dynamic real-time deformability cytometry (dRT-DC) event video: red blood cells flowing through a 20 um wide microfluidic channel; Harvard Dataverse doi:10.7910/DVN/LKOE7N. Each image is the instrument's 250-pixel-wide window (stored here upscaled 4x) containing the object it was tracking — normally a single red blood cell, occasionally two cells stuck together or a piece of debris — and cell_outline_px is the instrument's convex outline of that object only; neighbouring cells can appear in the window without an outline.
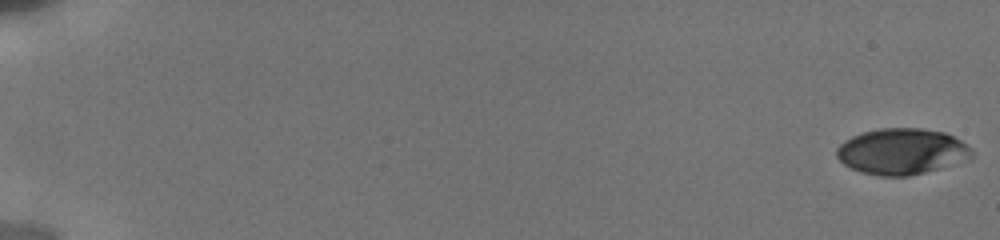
{"species": "human", "species_latin": "Homo sapiens", "temperature_condition": "cold", "stored_images_in_passage": 61, "camera_frame_rate_fps": 3000, "um_per_image_px": 0.085, "donor": {"sex": "male"}, "frame": {"image": 1, "passage_image": 1, "time_ms": 0.0, "image_size_px": [1000, 240], "cell_outline_px": [[972, 156], [924, 172], [908, 176], [880, 176], [860, 172], [844, 164], [836, 156], [836, 148], [844, 140], [852, 136], [864, 132], [880, 128], [920, 128], [944, 132], [960, 140], [972, 148]], "centroid_in_image_um": [76.58, 12.86], "position_along_channel_um": 8.4, "area_um2": 35.72}}
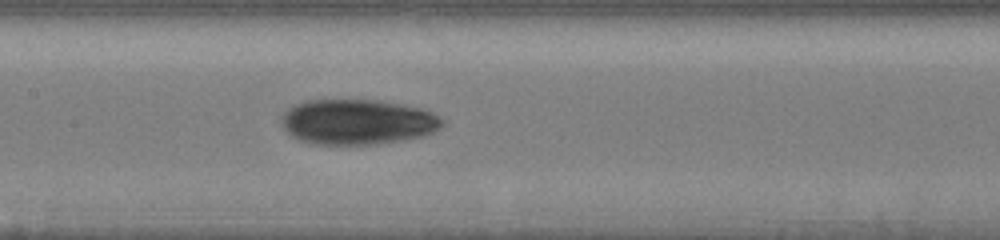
{"frame": {"image": 2, "passage_image": 35, "time_ms": 9.667, "image_size_px": [1000, 240], "cell_outline_px": [[444, 124], [440, 128], [424, 136], [404, 140], [376, 144], [312, 144], [300, 140], [292, 136], [280, 124], [280, 116], [292, 104], [308, 100], [380, 100], [404, 104], [424, 108], [432, 112], [444, 120]], "centroid_in_image_um": [30.39, 10.35], "position_along_channel_um": 177.0, "area_um2": 42.95}}
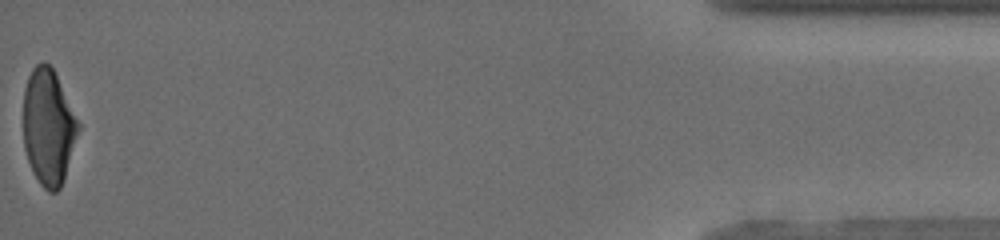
{"frame": {"image": 3, "passage_image": 60, "time_ms": 18.333, "image_size_px": [1000, 240], "cell_outline_px": [[80, 128], [64, 180], [60, 188], [56, 192], [48, 192], [40, 184], [32, 172], [24, 148], [24, 88], [28, 76], [32, 68], [36, 64], [48, 64], [52, 68], [80, 124]], "centroid_in_image_um": [4.11, 10.84], "position_along_channel_um": 431.1, "area_um2": 36.88}, "authors_computed_cell_mechanics": {"area_um2": 38.3214, "velocity_mm_per_s": 3.8444, "shape_relaxation_time_tau1_ms": 4.6495, "shape_relaxation_time_tau2_ms": 3.7451, "deformation_change_tau1": 0.1698, "deformation_change_tau2": 0.0901}}